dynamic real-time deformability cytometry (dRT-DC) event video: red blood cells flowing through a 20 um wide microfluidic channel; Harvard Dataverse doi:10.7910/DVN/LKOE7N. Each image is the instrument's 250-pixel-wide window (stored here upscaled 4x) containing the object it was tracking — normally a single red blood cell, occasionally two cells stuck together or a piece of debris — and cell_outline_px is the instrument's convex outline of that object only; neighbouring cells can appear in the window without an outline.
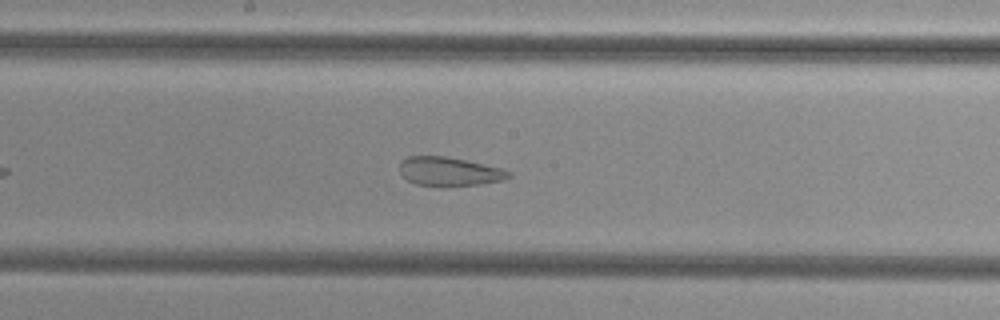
{"species": "common noctule bat (a hibernating species)", "species_latin": "Nyctalus noctula", "temperature_condition": "cold", "stored_images_in_passage": 34, "camera_frame_rate_fps": 3000, "um_per_image_px": 0.085, "animal": {"sex": "female", "body_mass_g": 29.2, "forearm_length_mm": 56.3}, "frame": {"image": 1, "passage_image": 17, "time_ms": 5.333, "image_size_px": [1000, 320], "cell_outline_px": [[512, 176], [504, 180], [480, 184], [444, 188], [440, 188], [416, 184], [408, 180], [400, 172], [400, 160], [408, 156], [444, 156], [504, 168], [512, 172]], "centroid_in_image_um": [38.21, 14.6], "position_along_channel_um": 210.0, "area_um2": 18.84}}
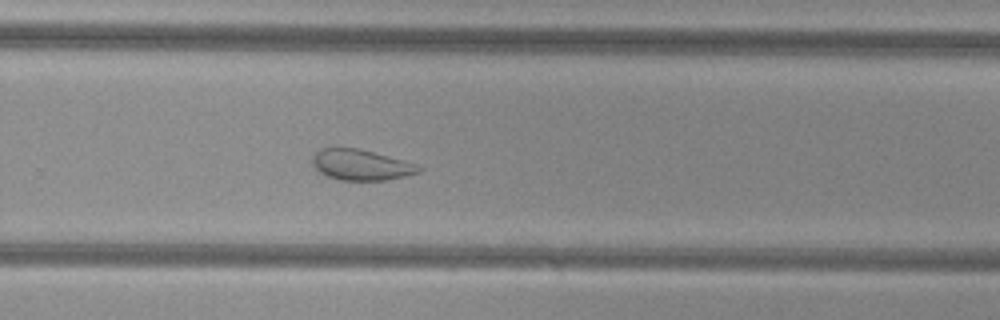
{"frame": {"image": 2, "passage_image": 24, "time_ms": 7.667, "image_size_px": [1000, 320], "cell_outline_px": [[424, 168], [420, 172], [388, 180], [340, 180], [328, 176], [320, 172], [312, 164], [312, 160], [316, 152], [320, 148], [360, 148], [400, 160]], "centroid_in_image_um": [30.65, 14.02], "position_along_channel_um": 299.1, "area_um2": 18.67}}
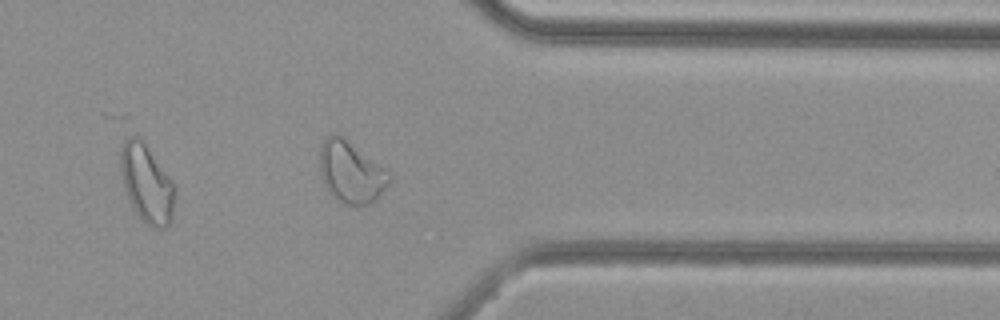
{"frame": {"image": 3, "passage_image": 31, "time_ms": 10.0, "image_size_px": [1000, 320], "cell_outline_px": [[176, 196], [172, 216], [168, 228], [152, 228], [136, 212], [124, 188], [120, 168], [120, 152], [124, 140], [128, 136], [140, 136], [172, 180], [176, 188]], "centroid_in_image_um": [12.49, 15.58], "position_along_channel_um": 398.9, "area_um2": 24.8}, "authors_computed_cell_mechanics": {"area_um2": 21.097, "velocity_mm_per_s": 3.8255, "shape_relaxation_time_tau1_ms": null, "shape_relaxation_time_tau2_ms": 1.5659, "deformation_change_tau1": null, "deformation_change_tau2": 0.0885}}